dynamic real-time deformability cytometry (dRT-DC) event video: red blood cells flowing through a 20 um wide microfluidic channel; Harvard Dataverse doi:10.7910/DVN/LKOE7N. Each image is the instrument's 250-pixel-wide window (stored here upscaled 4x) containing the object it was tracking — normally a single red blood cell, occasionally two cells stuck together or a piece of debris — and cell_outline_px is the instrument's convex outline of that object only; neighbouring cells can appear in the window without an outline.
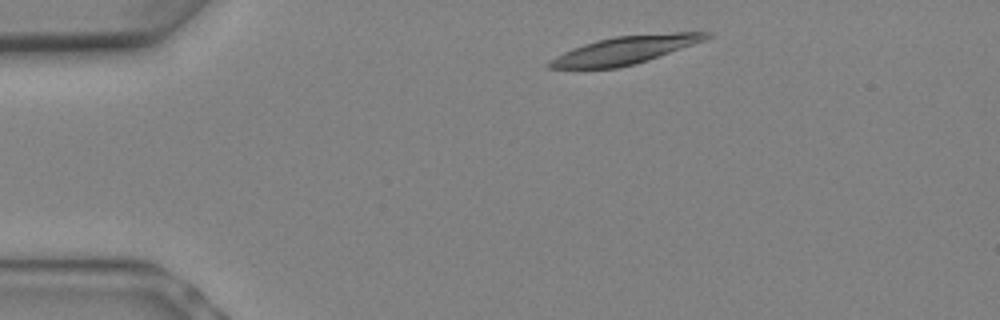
{"species": "Egyptian fruit bat (a non-hibernating species)", "species_latin": "Rousettus aegyptiacus", "temperature_condition": "warm", "stored_images_in_passage": 7, "camera_frame_rate_fps": 3000, "um_per_image_px": 0.085, "animal": {"sex": "female"}, "frame": {"image": 1, "passage_image": 2, "time_ms": 0.333, "image_size_px": [1000, 320], "cell_outline_px": [[692, 36], [672, 48], [664, 52], [644, 60], [628, 64], [608, 68], [556, 68], [552, 64], [572, 52], [580, 48], [604, 40], [624, 36], [692, 32]], "centroid_in_image_um": [52.81, 4.32], "position_along_channel_um": 32.2, "area_um2": 20.11}}
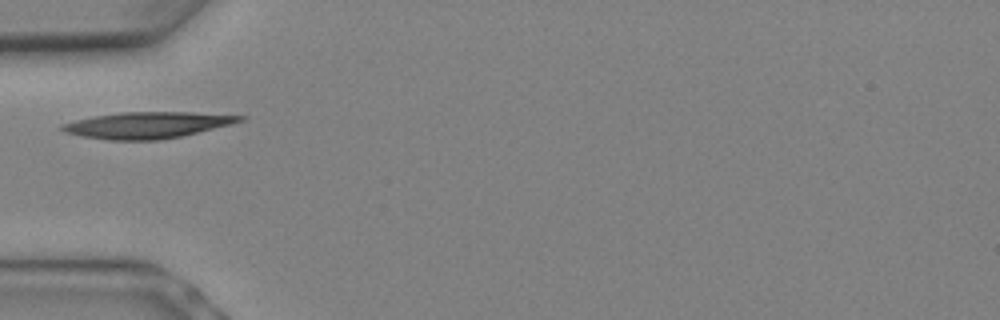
{"frame": {"image": 2, "passage_image": 5, "time_ms": 1.333, "image_size_px": [1000, 320], "cell_outline_px": [[236, 120], [192, 132], [172, 136], [96, 136], [76, 132], [68, 128], [72, 124], [88, 120], [108, 116], [236, 116]], "centroid_in_image_um": [12.55, 10.65], "position_along_channel_um": 72.4, "area_um2": 18.9}}
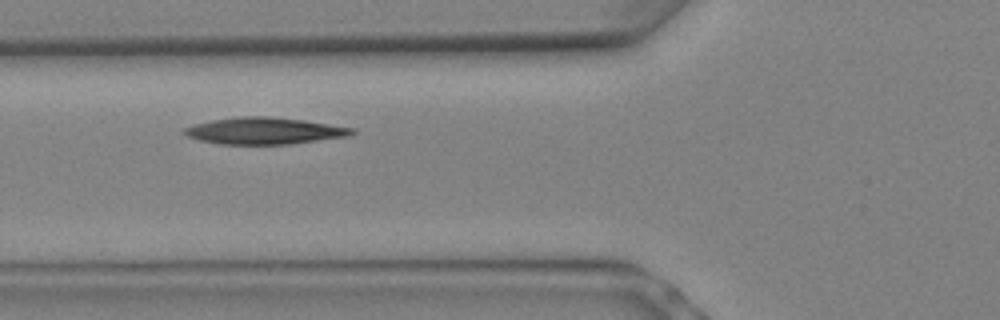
{"frame": {"image": 3, "passage_image": 6, "time_ms": 1.667, "image_size_px": [1000, 320], "cell_outline_px": [[348, 132], [328, 136], [304, 140], [272, 144], [240, 144], [212, 140], [196, 136], [188, 132], [192, 128], [224, 120], [292, 120], [344, 128]], "centroid_in_image_um": [22.42, 11.17], "position_along_channel_um": 103.4, "area_um2": 20.11}}